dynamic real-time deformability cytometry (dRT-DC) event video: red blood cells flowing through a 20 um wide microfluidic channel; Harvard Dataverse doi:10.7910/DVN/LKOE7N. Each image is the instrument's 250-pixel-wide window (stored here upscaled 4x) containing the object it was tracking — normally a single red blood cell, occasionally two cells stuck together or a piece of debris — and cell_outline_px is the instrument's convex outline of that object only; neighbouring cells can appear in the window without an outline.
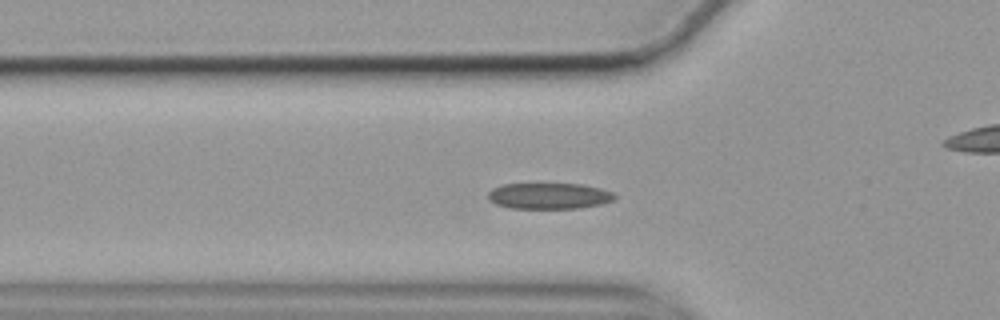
{"species": "common noctule bat (a hibernating species)", "species_latin": "Nyctalus noctula", "temperature_condition": "cold", "stored_images_in_passage": 51, "camera_frame_rate_fps": 3000, "um_per_image_px": 0.085, "animal": {"sex": "female", "body_mass_g": 19.9}, "frame": {"image": 1, "passage_image": 18, "time_ms": 5.667, "image_size_px": [1000, 320], "cell_outline_px": [[616, 196], [612, 200], [600, 204], [580, 208], [508, 208], [496, 204], [488, 200], [488, 192], [492, 188], [500, 184], [580, 184], [600, 188], [612, 192]], "centroid_in_image_um": [46.61, 16.65], "position_along_channel_um": 79.2, "area_um2": 19.19}}
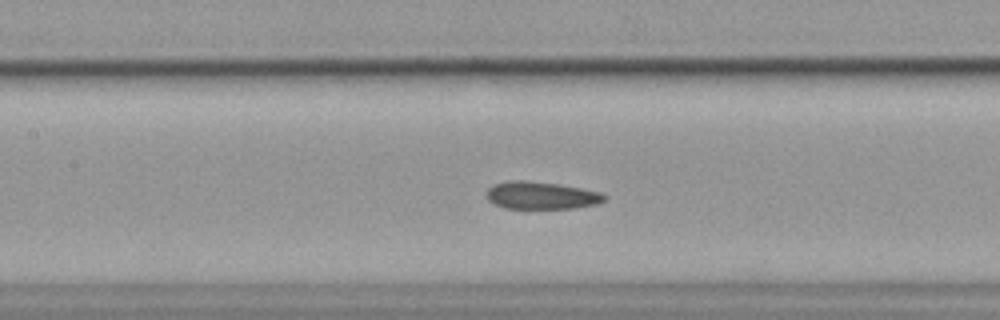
{"frame": {"image": 2, "passage_image": 25, "time_ms": 8.0, "image_size_px": [1000, 320], "cell_outline_px": [[608, 200], [596, 204], [572, 208], [504, 208], [488, 200], [488, 188], [492, 184], [508, 180], [528, 180], [560, 184], [600, 192], [608, 196]], "centroid_in_image_um": [46.03, 16.59], "position_along_channel_um": 161.4, "area_um2": 18.96}}
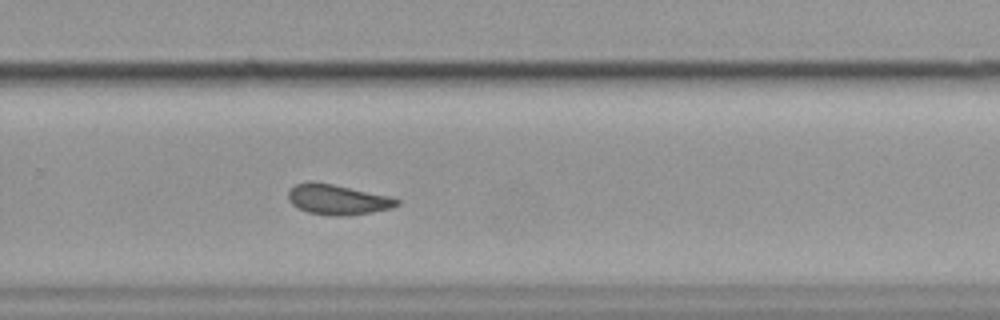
{"frame": {"image": 3, "passage_image": 37, "time_ms": 12.0, "image_size_px": [1000, 320], "cell_outline_px": [[400, 204], [392, 208], [372, 212], [348, 216], [332, 216], [308, 212], [296, 208], [288, 200], [288, 192], [296, 184], [332, 184], [388, 196], [400, 200]], "centroid_in_image_um": [28.73, 17.01], "position_along_channel_um": 301.1, "area_um2": 18.67}, "authors_computed_cell_mechanics": {"area_um2": 19.1896, "velocity_mm_per_s": 3.5062, "shape_relaxation_time_tau1_ms": 6.6809, "shape_relaxation_time_tau2_ms": 2.2407, "deformation_change_tau1": 0.1313, "deformation_change_tau2": 0.0903}}